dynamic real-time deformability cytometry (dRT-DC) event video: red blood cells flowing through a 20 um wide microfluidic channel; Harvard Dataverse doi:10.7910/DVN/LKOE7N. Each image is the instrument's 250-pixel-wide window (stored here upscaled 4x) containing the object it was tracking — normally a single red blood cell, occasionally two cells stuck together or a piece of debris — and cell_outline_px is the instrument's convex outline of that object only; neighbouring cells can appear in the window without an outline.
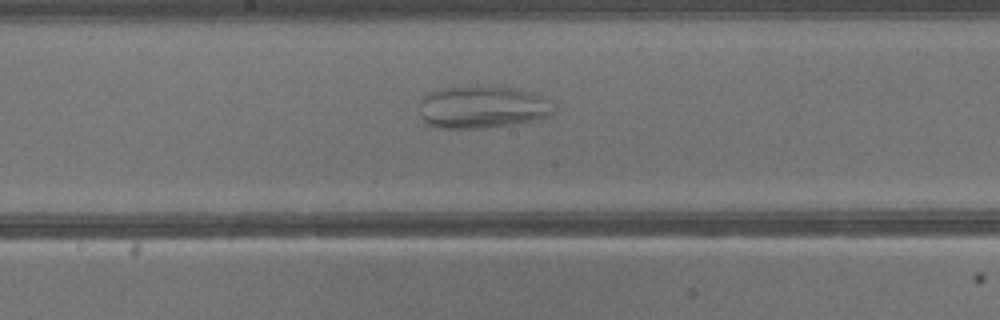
{"species": "common noctule bat (a hibernating species)", "species_latin": "Nyctalus noctula", "temperature_condition": "warm", "stored_images_in_passage": 29, "camera_frame_rate_fps": 3000, "um_per_image_px": 0.085, "animal": {"sex": "male", "body_mass_g": 13.3}, "frame": {"image": 1, "passage_image": 14, "time_ms": 4.333, "image_size_px": [1000, 320], "cell_outline_px": [[552, 116], [536, 120], [512, 124], [484, 128], [436, 128], [424, 124], [420, 116], [420, 100], [428, 92], [444, 88], [508, 88], [532, 92], [540, 96], [552, 112]], "centroid_in_image_um": [40.88, 9.15], "position_along_channel_um": 207.3, "area_um2": 32.37}}
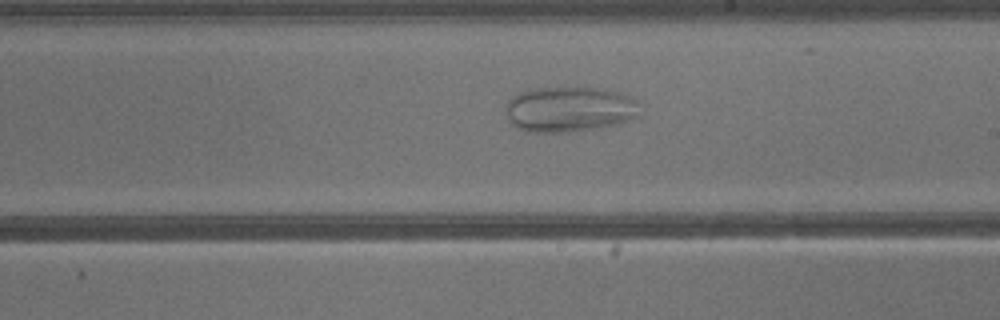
{"frame": {"image": 2, "passage_image": 16, "time_ms": 5.0, "image_size_px": [1000, 320], "cell_outline_px": [[640, 116], [616, 124], [568, 132], [528, 132], [516, 128], [508, 120], [504, 108], [504, 104], [512, 96], [528, 88], [604, 88], [620, 92], [636, 100]], "centroid_in_image_um": [48.34, 9.28], "position_along_channel_um": 240.7, "area_um2": 35.72}}
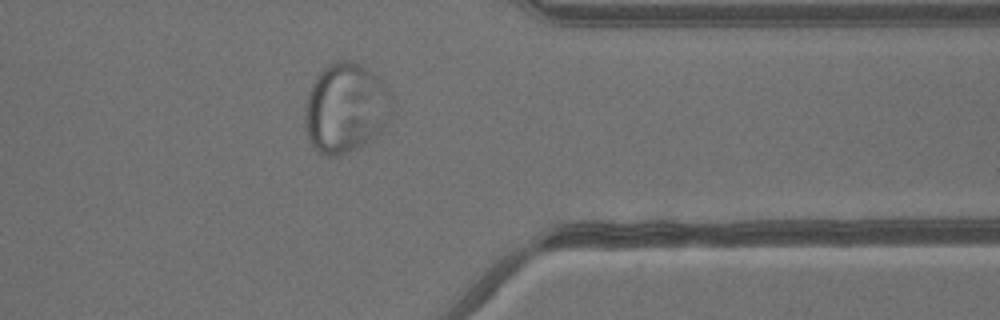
{"frame": {"image": 3, "passage_image": 25, "time_ms": 8.0, "image_size_px": [1000, 320], "cell_outline_px": [[384, 88], [380, 132], [376, 136], [364, 144], [340, 156], [328, 156], [320, 152], [312, 144], [308, 136], [304, 112], [308, 92], [316, 76], [328, 64], [336, 60], [352, 60], [360, 64], [372, 72], [380, 80]], "centroid_in_image_um": [29.21, 9.17], "position_along_channel_um": 382.2, "area_um2": 43.12}}